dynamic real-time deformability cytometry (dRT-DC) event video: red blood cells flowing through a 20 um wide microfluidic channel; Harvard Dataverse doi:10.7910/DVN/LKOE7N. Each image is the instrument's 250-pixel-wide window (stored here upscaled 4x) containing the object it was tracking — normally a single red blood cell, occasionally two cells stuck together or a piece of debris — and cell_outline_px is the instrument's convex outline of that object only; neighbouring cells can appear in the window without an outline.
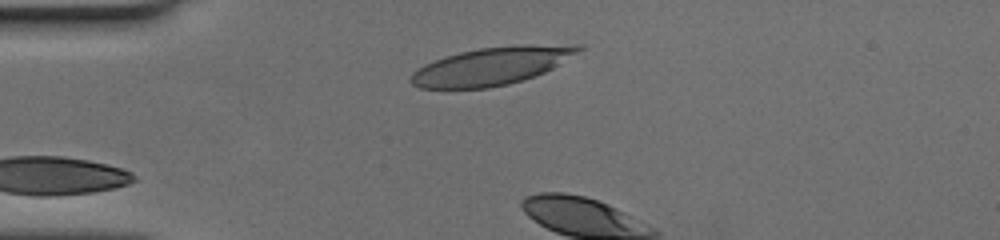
{"species": "human", "species_latin": "Homo sapiens", "temperature_condition": "cold", "stored_images_in_passage": 3, "camera_frame_rate_fps": 3000, "um_per_image_px": 0.085, "donor": {"sex": "female"}, "frame": {"image": 1, "passage_image": 1, "time_ms": 0.0, "image_size_px": [1000, 240], "cell_outline_px": [[584, 48], [552, 68], [544, 72], [508, 84], [488, 88], [420, 88], [412, 84], [408, 80], [412, 72], [424, 64], [460, 52], [480, 48], [516, 44], [584, 44]], "centroid_in_image_um": [41.8, 5.6], "position_along_channel_um": 43.2, "area_um2": 36.76}}